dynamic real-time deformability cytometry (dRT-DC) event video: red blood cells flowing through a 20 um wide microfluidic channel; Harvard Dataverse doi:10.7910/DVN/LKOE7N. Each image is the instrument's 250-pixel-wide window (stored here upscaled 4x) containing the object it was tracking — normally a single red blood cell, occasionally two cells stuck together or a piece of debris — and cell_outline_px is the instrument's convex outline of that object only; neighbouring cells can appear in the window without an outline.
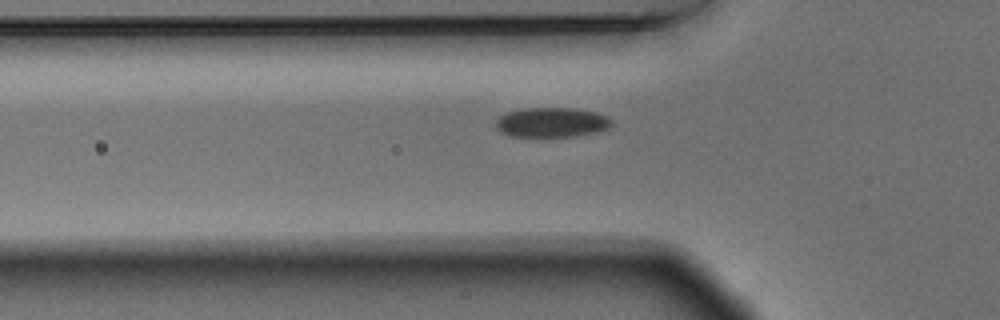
{"species": "Egyptian fruit bat (a non-hibernating species)", "species_latin": "Rousettus aegyptiacus", "temperature_condition": "warm", "stored_images_in_passage": 40, "camera_frame_rate_fps": 3000, "um_per_image_px": 0.085, "animal": {"sex": "male"}, "frame": {"image": 1, "passage_image": 10, "time_ms": 3.0, "image_size_px": [1000, 320], "cell_outline_px": [[612, 124], [608, 128], [596, 132], [576, 136], [512, 136], [500, 132], [496, 128], [496, 120], [500, 116], [508, 112], [524, 108], [572, 108], [596, 112], [608, 116], [612, 120]], "centroid_in_image_um": [46.9, 10.4], "position_along_channel_um": 78.9, "area_um2": 20.0}}
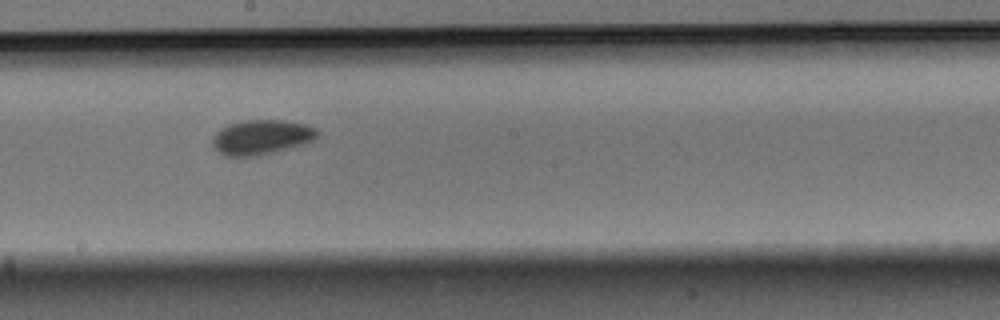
{"frame": {"image": 2, "passage_image": 22, "time_ms": 7.0, "image_size_px": [1000, 320], "cell_outline_px": [[320, 132], [316, 140], [304, 144], [256, 156], [228, 156], [220, 152], [212, 144], [212, 136], [220, 128], [228, 124], [244, 120], [284, 120], [304, 124], [316, 128]], "centroid_in_image_um": [22.25, 11.64], "position_along_channel_um": 226.0, "area_um2": 21.27}}
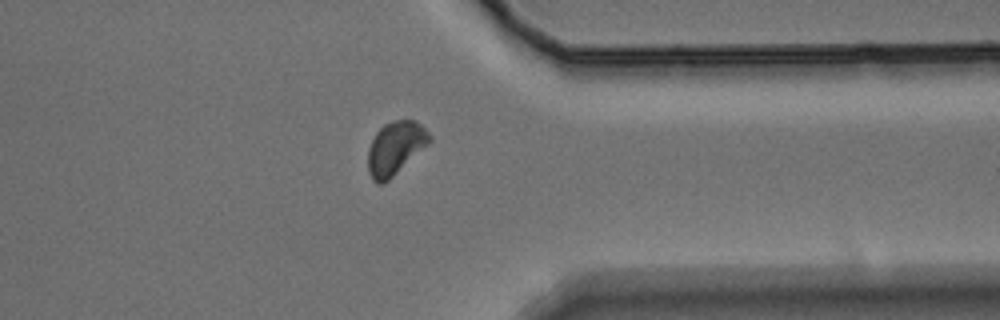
{"frame": {"image": 3, "passage_image": 35, "time_ms": 11.333, "image_size_px": [1000, 320], "cell_outline_px": [[432, 140], [428, 144], [384, 184], [376, 184], [372, 180], [368, 172], [368, 148], [376, 132], [384, 124], [392, 120], [416, 120], [432, 136]], "centroid_in_image_um": [33.58, 12.59], "position_along_channel_um": 377.8, "area_um2": 19.07}}